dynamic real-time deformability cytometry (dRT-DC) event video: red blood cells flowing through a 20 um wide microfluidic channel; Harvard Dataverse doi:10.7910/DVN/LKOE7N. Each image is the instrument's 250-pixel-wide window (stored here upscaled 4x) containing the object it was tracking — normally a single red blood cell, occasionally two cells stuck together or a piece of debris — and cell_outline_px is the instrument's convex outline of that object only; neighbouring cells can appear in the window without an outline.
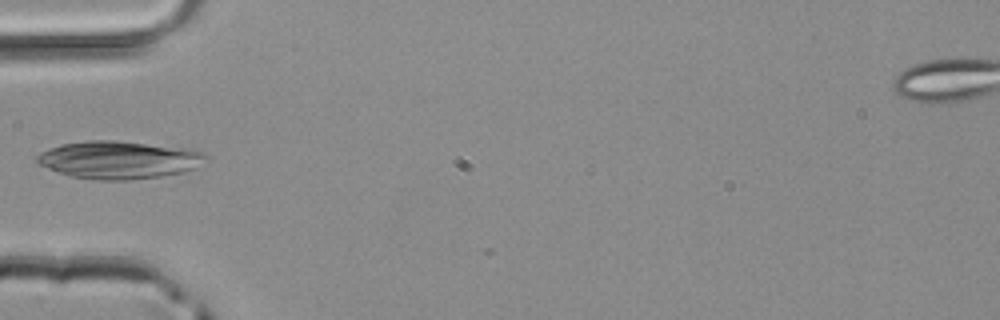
{"species": "common noctule bat (a hibernating species)", "species_latin": "Nyctalus noctula", "temperature_condition": "room temperature", "stored_images_in_passage": 4, "camera_frame_rate_fps": 3000, "um_per_image_px": 0.085, "animal": {"sex": "male", "body_mass_g": 20.4}, "frame": {"image": 1, "passage_image": 3, "time_ms": 0.667, "image_size_px": [1000, 320], "cell_outline_px": [[208, 156], [196, 168], [184, 172], [160, 176], [132, 180], [96, 180], [72, 176], [36, 164], [36, 156], [40, 152], [48, 148], [60, 144], [88, 140], [116, 140], [192, 148], [204, 152]], "centroid_in_image_um": [10.12, 13.57], "position_along_channel_um": 74.9, "area_um2": 37.51}}